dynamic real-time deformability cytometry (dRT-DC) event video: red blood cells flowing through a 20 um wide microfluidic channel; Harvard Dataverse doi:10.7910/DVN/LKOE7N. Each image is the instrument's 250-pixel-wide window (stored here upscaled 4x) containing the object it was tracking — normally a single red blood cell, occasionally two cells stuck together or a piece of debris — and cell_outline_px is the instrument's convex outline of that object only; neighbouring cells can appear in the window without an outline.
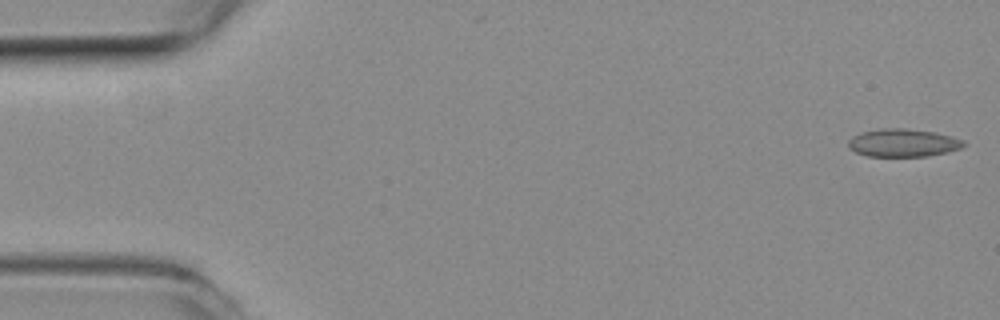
{"species": "common noctule bat (a hibernating species)", "species_latin": "Nyctalus noctula", "temperature_condition": "room temperature", "stored_images_in_passage": 55, "camera_frame_rate_fps": 3000, "um_per_image_px": 0.085, "animal": {"sex": "female", "body_mass_g": 19.3, "forearm_length_mm": 54.1}, "frame": {"image": 1, "passage_image": 1, "time_ms": 0.0, "image_size_px": [1000, 320], "cell_outline_px": [[968, 144], [960, 148], [948, 152], [928, 156], [868, 156], [856, 152], [848, 148], [848, 140], [852, 136], [860, 132], [880, 128], [904, 128], [936, 132], [952, 136], [964, 140]], "centroid_in_image_um": [76.77, 12.13], "position_along_channel_um": 8.2, "area_um2": 19.02}}
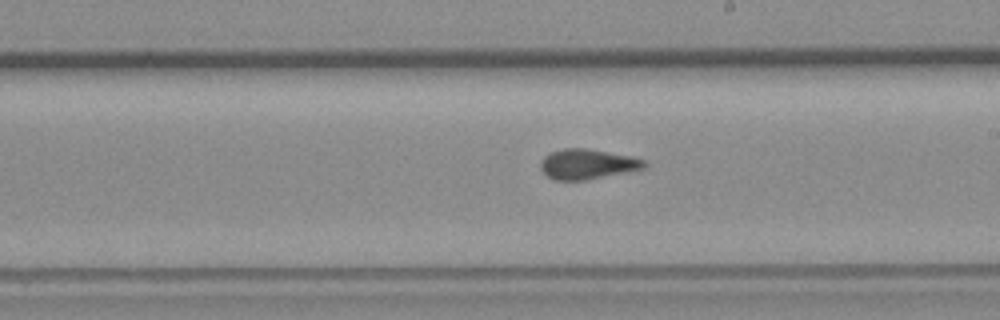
{"frame": {"image": 2, "passage_image": 31, "time_ms": 10.0, "image_size_px": [1000, 320], "cell_outline_px": [[648, 164], [644, 168], [584, 180], [552, 180], [540, 168], [540, 160], [544, 156], [552, 152], [564, 148], [584, 148], [632, 156], [648, 160]], "centroid_in_image_um": [49.93, 13.94], "position_along_channel_um": 239.1, "area_um2": 18.09}}
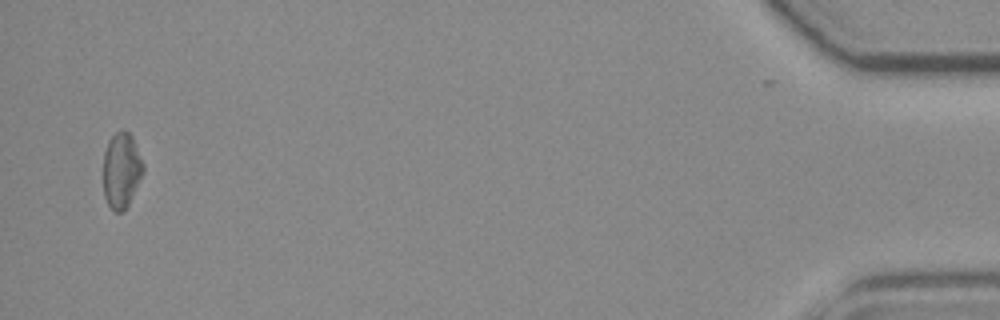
{"frame": {"image": 3, "passage_image": 54, "time_ms": 17.667, "image_size_px": [1000, 320], "cell_outline_px": [[144, 172], [124, 212], [116, 212], [108, 204], [104, 196], [104, 152], [108, 140], [120, 128], [124, 128], [132, 136], [144, 164]], "centroid_in_image_um": [10.33, 14.44], "position_along_channel_um": 424.9, "area_um2": 17.63}, "authors_computed_cell_mechanics": {"area_um2": 18.207, "velocity_mm_per_s": 3.6498, "shape_relaxation_time_tau1_ms": null, "shape_relaxation_time_tau2_ms": 1.7365, "deformation_change_tau1": null, "deformation_change_tau2": 0.0506}}